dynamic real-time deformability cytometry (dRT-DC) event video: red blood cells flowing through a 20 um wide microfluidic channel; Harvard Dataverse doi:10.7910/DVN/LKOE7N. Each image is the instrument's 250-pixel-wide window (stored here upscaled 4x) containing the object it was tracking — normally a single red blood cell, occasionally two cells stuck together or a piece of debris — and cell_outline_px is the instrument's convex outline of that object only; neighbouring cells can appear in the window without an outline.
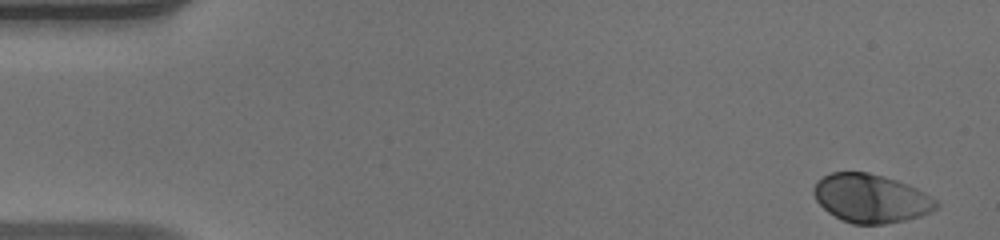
{"species": "human", "species_latin": "Homo sapiens", "temperature_condition": "warm", "stored_images_in_passage": 49, "camera_frame_rate_fps": 3000, "um_per_image_px": 0.085, "donor": {"sex": "male"}, "frame": {"image": 1, "passage_image": 1, "time_ms": 0.0, "image_size_px": [1000, 240], "cell_outline_px": [[940, 204], [936, 208], [920, 216], [904, 220], [884, 224], [852, 224], [828, 212], [816, 200], [812, 192], [812, 188], [816, 180], [832, 172], [868, 172], [884, 176], [908, 184], [924, 192], [936, 200]], "centroid_in_image_um": [74.0, 16.85], "position_along_channel_um": 11.0, "area_um2": 34.56}}
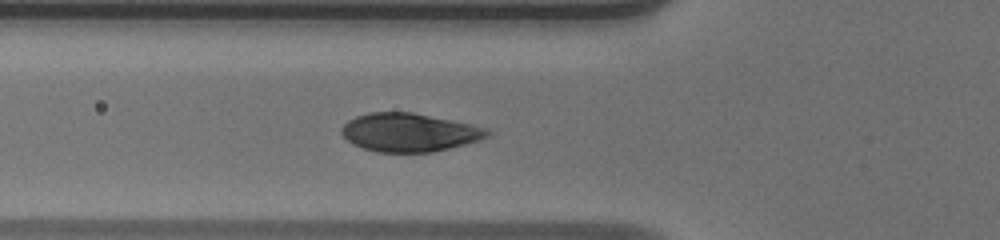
{"frame": {"image": 2, "passage_image": 17, "time_ms": 5.333, "image_size_px": [1000, 240], "cell_outline_px": [[492, 132], [488, 136], [480, 140], [432, 152], [376, 152], [352, 144], [340, 132], [340, 128], [348, 120], [356, 116], [368, 112], [412, 112], [472, 124], [488, 128]], "centroid_in_image_um": [34.78, 11.25], "position_along_channel_um": 91.0, "area_um2": 32.66}}
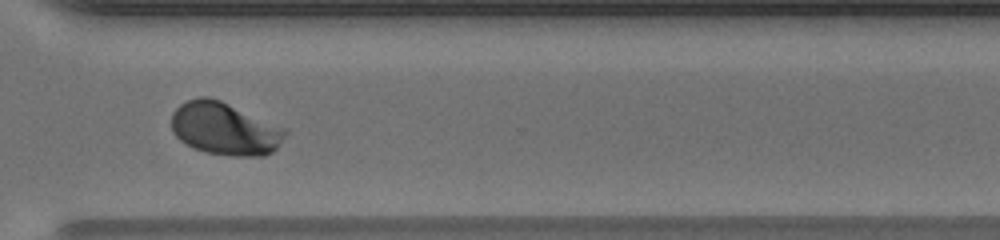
{"frame": {"image": 3, "passage_image": 36, "time_ms": 11.667, "image_size_px": [1000, 240], "cell_outline_px": [[288, 132], [280, 144], [272, 152], [264, 156], [232, 156], [208, 152], [196, 148], [180, 140], [172, 132], [172, 112], [180, 104], [188, 100], [200, 96], [208, 96], [220, 100], [288, 128]], "centroid_in_image_um": [19.14, 10.93], "position_along_channel_um": 351.5, "area_um2": 35.03}, "authors_computed_cell_mechanics": {"area_um2": 33.6974, "velocity_mm_per_s": 4.1112, "shape_relaxation_time_tau1_ms": 1.8131, "shape_relaxation_time_tau2_ms": null, "deformation_change_tau1": 0.1564, "deformation_change_tau2": null}}